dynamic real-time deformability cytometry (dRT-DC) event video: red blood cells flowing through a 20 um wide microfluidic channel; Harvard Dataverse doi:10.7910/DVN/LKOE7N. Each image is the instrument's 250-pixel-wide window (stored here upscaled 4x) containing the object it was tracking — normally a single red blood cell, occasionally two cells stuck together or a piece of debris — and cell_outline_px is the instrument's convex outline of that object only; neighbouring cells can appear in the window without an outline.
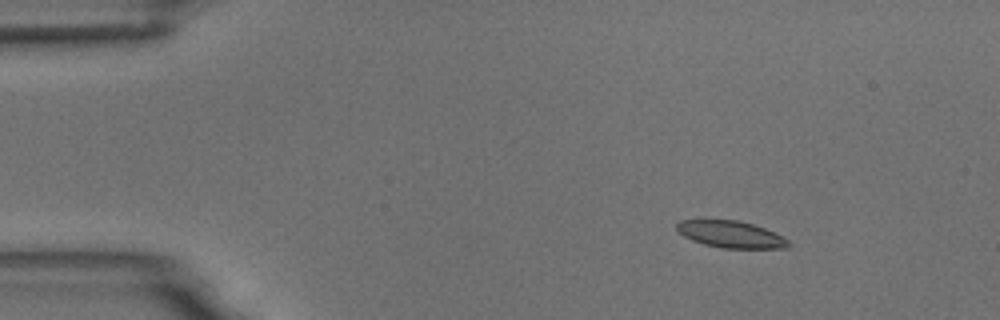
{"species": "common noctule bat (a hibernating species)", "species_latin": "Nyctalus noctula", "temperature_condition": "room temperature", "stored_images_in_passage": 5, "segment_of_instrument_passage": [1, 2], "camera_frame_rate_fps": 3000, "um_per_image_px": 0.085, "animal": {"sex": "male", "body_mass_g": 18.8}, "frame": {"image": 1, "passage_image": 2, "time_ms": 1.333, "image_size_px": [1000, 320], "cell_outline_px": [[792, 244], [788, 248], [720, 248], [704, 244], [692, 240], [684, 236], [676, 228], [676, 224], [680, 220], [736, 220], [752, 224], [764, 228], [784, 236]], "centroid_in_image_um": [62.16, 19.93], "position_along_channel_um": 22.8, "area_um2": 17.46}}